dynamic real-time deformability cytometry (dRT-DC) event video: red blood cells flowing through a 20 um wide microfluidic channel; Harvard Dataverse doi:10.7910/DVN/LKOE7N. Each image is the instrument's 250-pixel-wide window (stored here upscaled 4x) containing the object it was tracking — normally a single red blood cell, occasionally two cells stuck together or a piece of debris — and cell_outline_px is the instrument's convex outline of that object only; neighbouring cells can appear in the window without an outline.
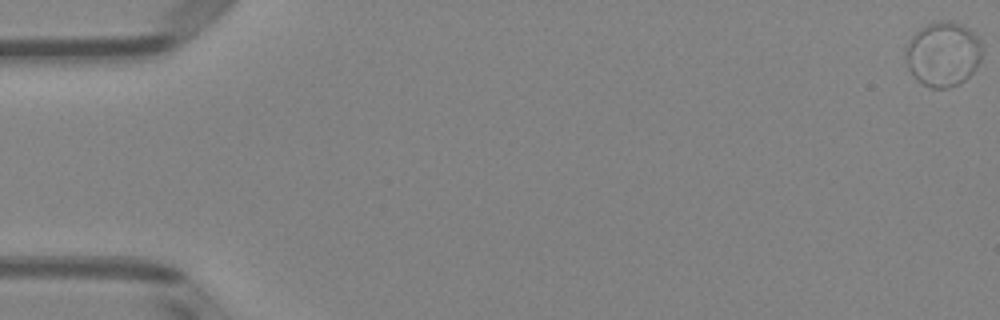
{"species": "Egyptian fruit bat (a non-hibernating species)", "species_latin": "Rousettus aegyptiacus", "temperature_condition": "room temperature", "stored_images_in_passage": 53, "camera_frame_rate_fps": 3000, "um_per_image_px": 0.085, "animal": {"sex": "female"}, "frame": {"image": 1, "passage_image": 1, "time_ms": 0.0, "image_size_px": [1000, 320], "cell_outline_px": [[980, 60], [972, 72], [960, 84], [948, 88], [932, 88], [916, 80], [908, 68], [904, 56], [908, 40], [920, 28], [932, 20], [948, 20], [960, 24], [972, 32], [980, 40]], "centroid_in_image_um": [80.11, 4.59], "position_along_channel_um": 4.9, "area_um2": 28.84}}
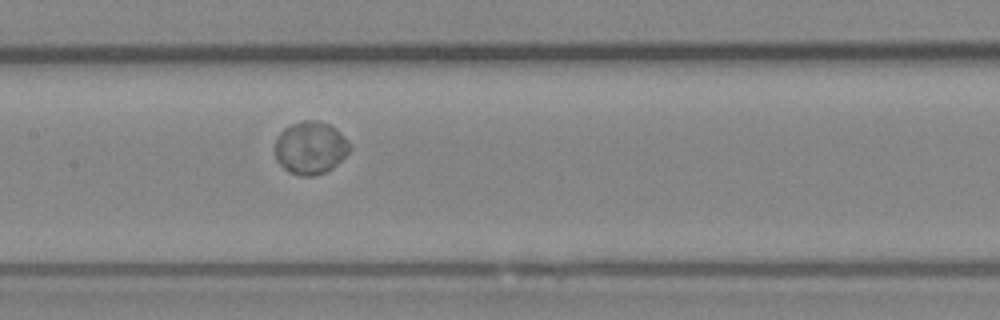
{"frame": {"image": 2, "passage_image": 27, "time_ms": 8.667, "image_size_px": [1000, 320], "cell_outline_px": [[352, 148], [332, 168], [324, 172], [312, 176], [300, 176], [288, 172], [276, 160], [276, 136], [284, 128], [292, 124], [304, 120], [316, 120], [328, 124], [336, 128], [352, 144]], "centroid_in_image_um": [26.39, 12.55], "position_along_channel_um": 181.0, "area_um2": 23.0}}
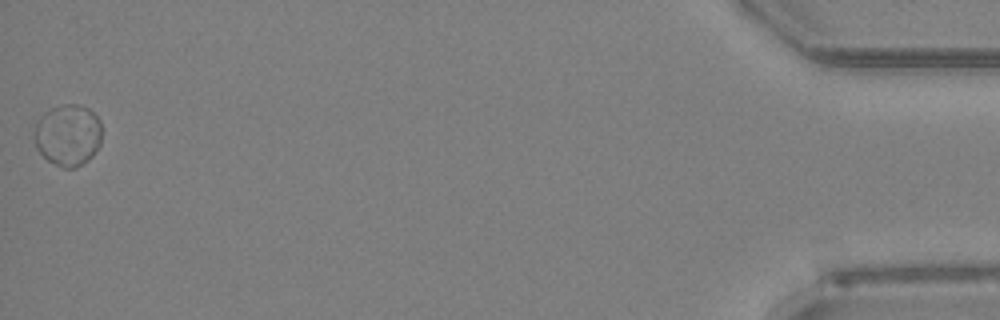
{"frame": {"image": 3, "passage_image": 53, "time_ms": 17.333, "image_size_px": [1000, 320], "cell_outline_px": [[100, 144], [92, 156], [88, 160], [76, 168], [64, 168], [48, 160], [36, 148], [36, 124], [40, 116], [44, 112], [52, 108], [64, 104], [76, 104], [88, 108], [100, 120]], "centroid_in_image_um": [5.79, 11.48], "position_along_channel_um": 429.4, "area_um2": 23.93}, "authors_computed_cell_mechanics": {"area_um2": 23.6402, "velocity_mm_per_s": 3.9226, "shape_relaxation_time_tau1_ms": 2.9847, "shape_relaxation_time_tau2_ms": 1.8112, "deformation_change_tau1": 0.0358, "deformation_change_tau2": null}}